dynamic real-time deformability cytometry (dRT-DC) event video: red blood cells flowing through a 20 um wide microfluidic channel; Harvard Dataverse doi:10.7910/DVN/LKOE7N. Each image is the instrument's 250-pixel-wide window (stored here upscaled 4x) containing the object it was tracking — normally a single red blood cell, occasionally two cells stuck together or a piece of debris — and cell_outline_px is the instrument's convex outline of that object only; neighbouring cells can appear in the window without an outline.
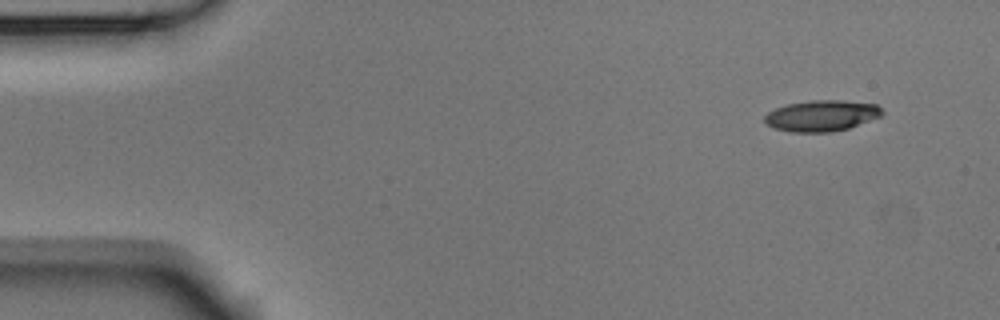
{"species": "Egyptian fruit bat (a non-hibernating species)", "species_latin": "Rousettus aegyptiacus", "temperature_condition": "room temperature", "stored_images_in_passage": 4, "camera_frame_rate_fps": 3000, "um_per_image_px": 0.085, "animal": {"sex": "male"}, "frame": {"image": 1, "passage_image": 1, "time_ms": 0.0, "image_size_px": [1000, 320], "cell_outline_px": [[884, 112], [880, 116], [848, 128], [828, 132], [788, 132], [776, 128], [768, 124], [764, 120], [764, 116], [768, 112], [776, 108], [788, 104], [812, 100], [840, 100], [876, 104]], "centroid_in_image_um": [69.82, 9.83], "position_along_channel_um": 15.2, "area_um2": 20.98}}
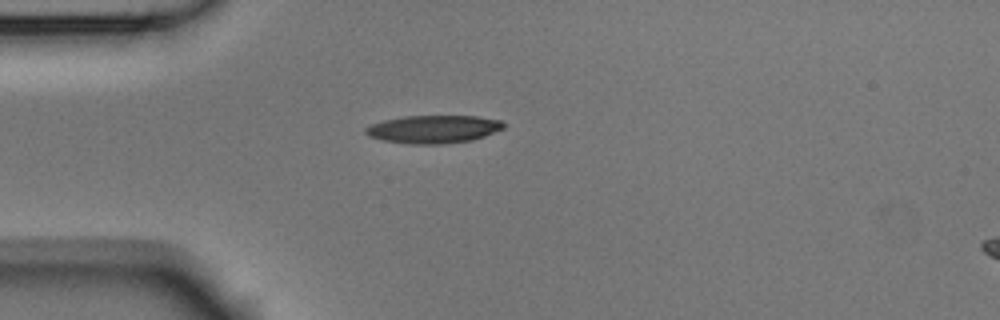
{"frame": {"image": 2, "passage_image": 4, "time_ms": 1.0, "image_size_px": [1000, 320], "cell_outline_px": [[504, 128], [484, 136], [472, 140], [440, 144], [412, 144], [384, 140], [368, 136], [364, 132], [364, 128], [372, 124], [384, 120], [404, 116], [476, 116], [500, 120], [504, 124]], "centroid_in_image_um": [36.83, 10.98], "position_along_channel_um": 48.2, "area_um2": 22.31}}